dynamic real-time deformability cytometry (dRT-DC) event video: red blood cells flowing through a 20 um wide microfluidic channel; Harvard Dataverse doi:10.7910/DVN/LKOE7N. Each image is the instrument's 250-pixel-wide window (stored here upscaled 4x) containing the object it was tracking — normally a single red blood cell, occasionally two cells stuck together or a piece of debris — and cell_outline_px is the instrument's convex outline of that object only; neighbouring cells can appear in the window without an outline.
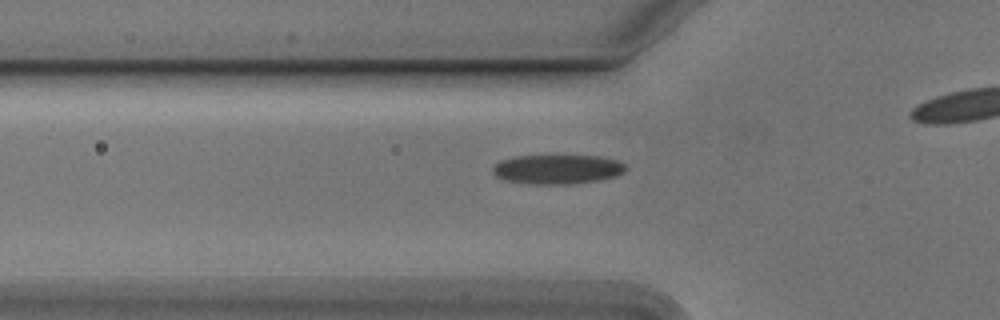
{"species": "Egyptian fruit bat (a non-hibernating species)", "species_latin": "Rousettus aegyptiacus", "temperature_condition": "cold", "stored_images_in_passage": 34, "camera_frame_rate_fps": 3000, "um_per_image_px": 0.085, "animal": {"sex": "male"}, "frame": {"image": 1, "passage_image": 8, "time_ms": 2.333, "image_size_px": [1000, 320], "cell_outline_px": [[628, 168], [624, 172], [616, 176], [600, 180], [576, 184], [532, 184], [504, 180], [496, 176], [492, 172], [492, 168], [500, 160], [516, 156], [600, 156], [616, 160], [624, 164]], "centroid_in_image_um": [47.39, 14.4], "position_along_channel_um": 78.4, "area_um2": 22.89}}
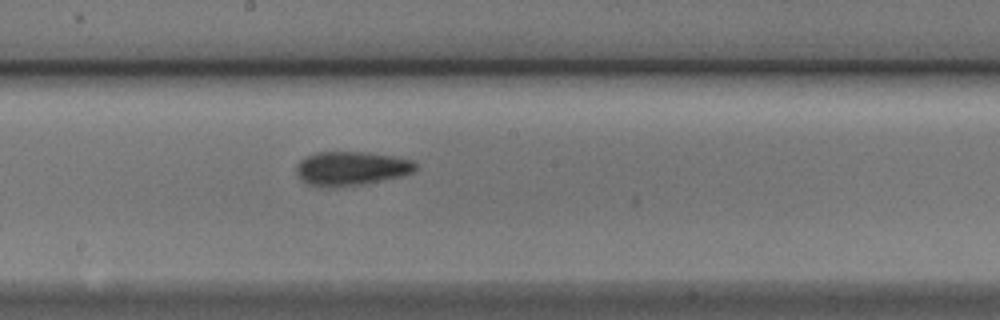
{"frame": {"image": 2, "passage_image": 19, "time_ms": 6.0, "image_size_px": [1000, 320], "cell_outline_px": [[416, 168], [412, 172], [400, 176], [360, 184], [308, 184], [296, 172], [296, 164], [304, 156], [316, 152], [368, 152], [392, 156], [412, 160], [416, 164]], "centroid_in_image_um": [29.86, 14.25], "position_along_channel_um": 218.3, "area_um2": 22.66}}
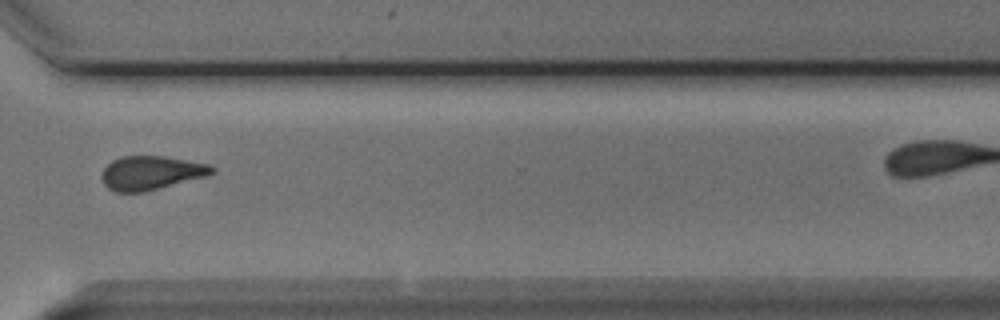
{"frame": {"image": 3, "passage_image": 30, "time_ms": 9.667, "image_size_px": [1000, 320], "cell_outline_px": [[216, 172], [208, 176], [144, 192], [116, 192], [108, 188], [104, 184], [104, 168], [112, 160], [120, 156], [164, 156], [208, 164], [216, 168]], "centroid_in_image_um": [12.89, 14.69], "position_along_channel_um": 357.7, "area_um2": 21.68}}